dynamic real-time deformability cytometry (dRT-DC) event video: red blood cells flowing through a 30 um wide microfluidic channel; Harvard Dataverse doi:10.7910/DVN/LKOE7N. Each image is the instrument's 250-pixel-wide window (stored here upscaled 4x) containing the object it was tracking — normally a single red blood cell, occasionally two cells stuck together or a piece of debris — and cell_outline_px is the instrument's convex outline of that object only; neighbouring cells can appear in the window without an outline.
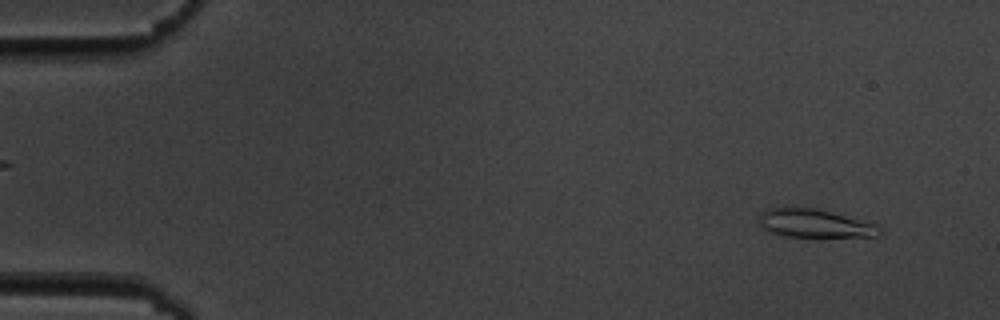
{"species": "common noctule bat (a hibernating species)", "species_latin": "Nyctalus noctula", "temperature_condition": "cold", "stored_images_in_passage": 55, "camera_frame_rate_fps": 3000, "um_per_image_px": 0.085, "animal": {"sex": "male", "body_mass_g": 19.5, "forearm_length_mm": 54.6}, "frame": {"image": 1, "passage_image": 4, "time_ms": 1.0, "image_size_px": [1000, 320], "cell_outline_px": [[880, 232], [876, 236], [784, 236], [772, 232], [764, 228], [760, 224], [760, 216], [768, 208], [816, 208], [876, 224], [880, 228]], "centroid_in_image_um": [69.25, 18.99], "position_along_channel_um": 15.8, "area_um2": 19.19}}
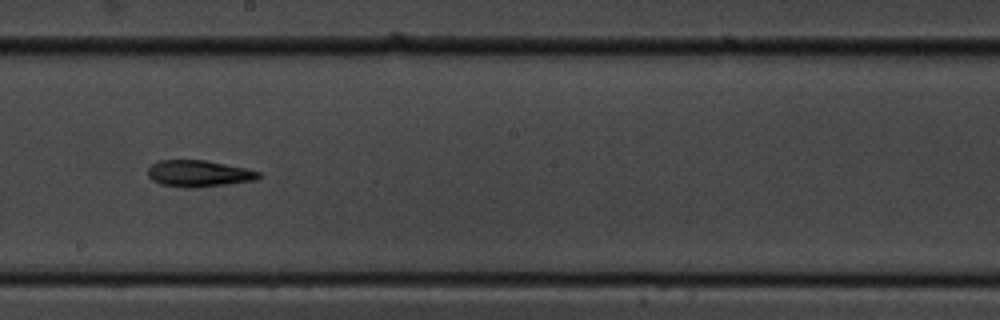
{"frame": {"image": 2, "passage_image": 31, "time_ms": 10.0, "image_size_px": [1000, 320], "cell_outline_px": [[260, 176], [256, 180], [224, 184], [188, 188], [160, 184], [152, 180], [148, 176], [148, 168], [156, 160], [204, 160], [244, 168], [260, 172]], "centroid_in_image_um": [16.83, 14.74], "position_along_channel_um": 231.4, "area_um2": 16.88}}
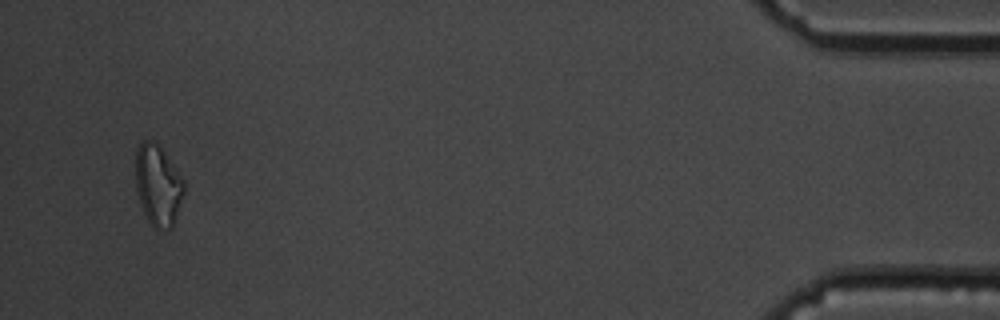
{"frame": {"image": 3, "passage_image": 53, "time_ms": 17.333, "image_size_px": [1000, 320], "cell_outline_px": [[184, 192], [172, 228], [156, 228], [148, 220], [140, 204], [136, 188], [136, 148], [144, 140], [152, 140], [164, 152], [184, 180]], "centroid_in_image_um": [13.42, 15.73], "position_along_channel_um": 421.8, "area_um2": 22.37}, "authors_computed_cell_mechanics": {"area_um2": 18.2648, "velocity_mm_per_s": 3.6085, "shape_relaxation_time_tau1_ms": null, "shape_relaxation_time_tau2_ms": 5.2562, "deformation_change_tau1": null, "deformation_change_tau2": 0.1486}}